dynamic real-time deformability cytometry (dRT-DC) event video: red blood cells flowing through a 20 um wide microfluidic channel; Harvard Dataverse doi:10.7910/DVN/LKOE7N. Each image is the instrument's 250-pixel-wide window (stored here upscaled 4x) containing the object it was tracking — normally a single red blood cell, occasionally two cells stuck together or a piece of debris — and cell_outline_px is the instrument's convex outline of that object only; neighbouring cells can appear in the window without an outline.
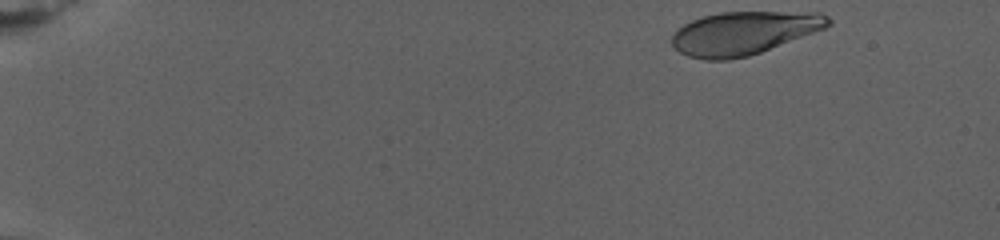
{"species": "human", "species_latin": "Homo sapiens", "temperature_condition": "warm", "stored_images_in_passage": 46, "camera_frame_rate_fps": 3000, "um_per_image_px": 0.085, "donor": {"sex": "female"}, "frame": {"image": 1, "passage_image": 1, "time_ms": 0.0, "image_size_px": [1000, 240], "cell_outline_px": [[832, 24], [824, 28], [760, 52], [748, 56], [728, 60], [704, 60], [688, 56], [680, 52], [672, 44], [672, 36], [676, 28], [692, 20], [704, 16], [720, 12], [820, 12], [828, 16], [832, 20]], "centroid_in_image_um": [63.21, 2.8], "position_along_channel_um": 21.8, "area_um2": 39.19}}
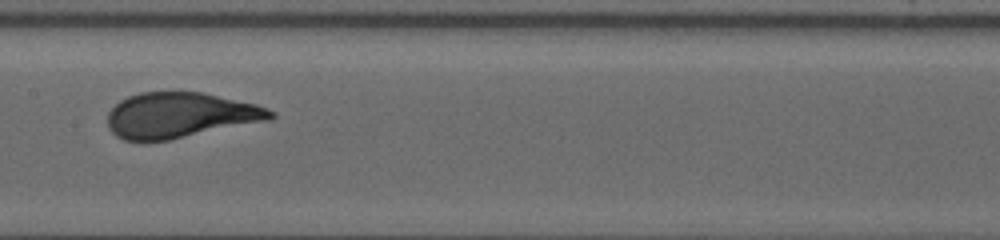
{"frame": {"image": 2, "passage_image": 26, "time_ms": 11.667, "image_size_px": [1000, 240], "cell_outline_px": [[276, 116], [268, 120], [168, 140], [124, 140], [116, 136], [108, 128], [108, 112], [120, 100], [128, 96], [140, 92], [200, 92], [256, 104], [268, 108], [276, 112]], "centroid_in_image_um": [15.3, 9.79], "position_along_channel_um": 192.1, "area_um2": 42.77}}
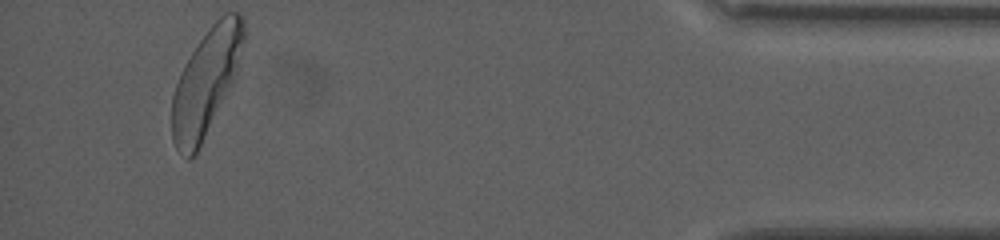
{"frame": {"image": 3, "passage_image": 46, "time_ms": 22.333, "image_size_px": [1000, 240], "cell_outline_px": [[244, 40], [236, 80], [196, 152], [188, 160], [176, 148], [172, 140], [172, 96], [180, 72], [192, 52], [208, 28], [224, 12], [240, 12], [244, 16]], "centroid_in_image_um": [17.55, 6.95], "position_along_channel_um": 417.7, "area_um2": 44.56}, "authors_computed_cell_mechanics": {"area_um2": 42.2518, "velocity_mm_per_s": 2.6277, "shape_relaxation_time_tau1_ms": 3.647, "shape_relaxation_time_tau2_ms": null, "deformation_change_tau1": 0.1851, "deformation_change_tau2": null}}